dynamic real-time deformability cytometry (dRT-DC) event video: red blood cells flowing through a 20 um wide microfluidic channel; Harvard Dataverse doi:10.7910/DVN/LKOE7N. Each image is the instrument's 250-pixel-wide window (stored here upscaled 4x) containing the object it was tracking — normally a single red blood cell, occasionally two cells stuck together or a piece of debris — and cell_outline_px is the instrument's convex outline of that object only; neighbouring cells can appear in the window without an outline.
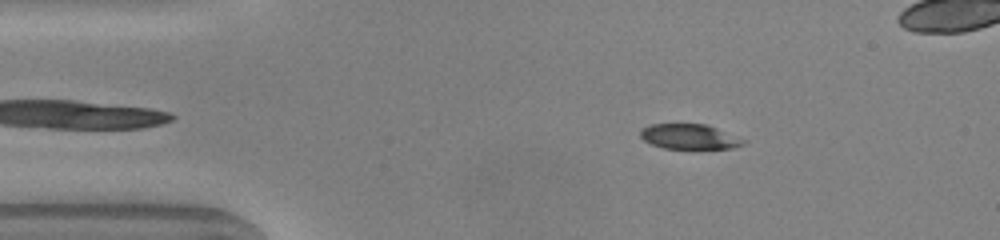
{"species": "common noctule bat (a hibernating species)", "species_latin": "Nyctalus noctula", "temperature_condition": "warm", "stored_images_in_passage": 41, "camera_frame_rate_fps": 3000, "um_per_image_px": 0.085, "animal": {"sex": "male", "body_mass_g": 20.0, "forearm_length_mm": 53.3}, "frame": {"image": 1, "passage_image": 7, "time_ms": 2.0, "image_size_px": [1000, 240], "cell_outline_px": [[748, 140], [744, 144], [732, 148], [664, 148], [652, 144], [644, 140], [640, 136], [640, 132], [644, 128], [652, 124], [704, 124], [716, 128]], "centroid_in_image_um": [58.63, 11.61], "position_along_channel_um": 26.4, "area_um2": 14.8}}
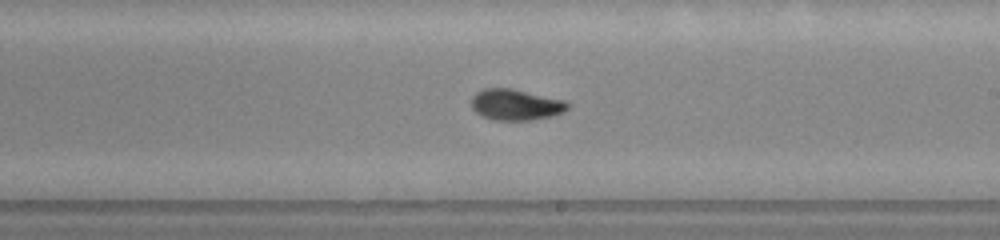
{"frame": {"image": 2, "passage_image": 27, "time_ms": 8.667, "image_size_px": [1000, 240], "cell_outline_px": [[568, 108], [564, 112], [552, 116], [532, 120], [492, 120], [480, 116], [472, 108], [472, 96], [476, 92], [484, 88], [512, 88], [564, 100], [568, 104]], "centroid_in_image_um": [43.81, 8.9], "position_along_channel_um": 245.2, "area_um2": 17.51}}
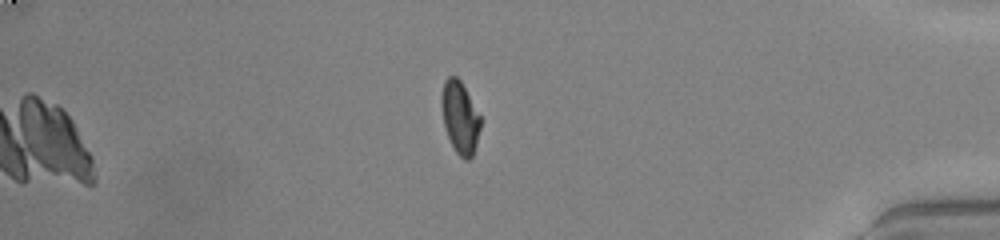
{"frame": {"image": 3, "passage_image": 41, "time_ms": 13.333, "image_size_px": [1000, 240], "cell_outline_px": [[480, 128], [476, 144], [472, 156], [468, 160], [464, 160], [456, 152], [448, 136], [444, 124], [440, 108], [440, 96], [444, 80], [448, 76], [456, 76], [460, 80], [480, 116]], "centroid_in_image_um": [39.06, 9.96], "position_along_channel_um": 396.1, "area_um2": 16.3}, "authors_computed_cell_mechanics": {"area_um2": 16.8198, "velocity_mm_per_s": 4.0583, "shape_relaxation_time_tau1_ms": 3.7713, "shape_relaxation_time_tau2_ms": 1.4063, "deformation_change_tau1": 0.1862, "deformation_change_tau2": 0.061}}